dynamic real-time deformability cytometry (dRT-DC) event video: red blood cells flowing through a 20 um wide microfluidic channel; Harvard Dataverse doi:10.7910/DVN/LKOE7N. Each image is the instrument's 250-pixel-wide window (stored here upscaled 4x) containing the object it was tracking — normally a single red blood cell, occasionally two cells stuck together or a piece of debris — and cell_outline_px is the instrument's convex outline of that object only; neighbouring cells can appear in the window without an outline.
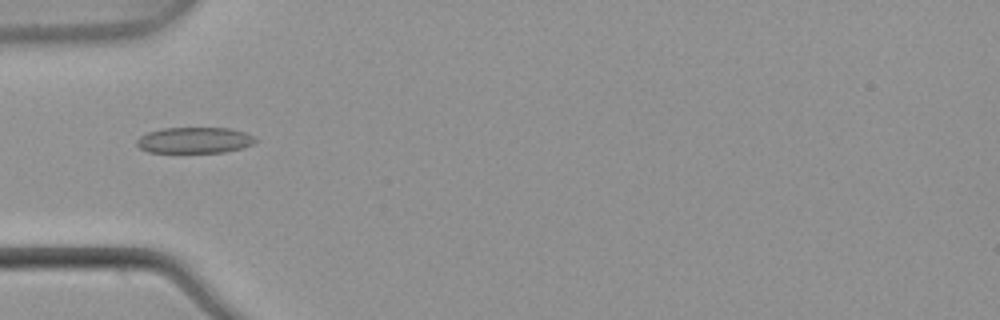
{"species": "common noctule bat (a hibernating species)", "species_latin": "Nyctalus noctula", "temperature_condition": "warm", "stored_images_in_passage": 4, "camera_frame_rate_fps": 3000, "um_per_image_px": 0.085, "animal": {"sex": "male", "body_mass_g": 21.5, "forearm_length_mm": 52.0}, "frame": {"image": 1, "passage_image": 4, "time_ms": 1.0, "image_size_px": [1000, 320], "cell_outline_px": [[256, 140], [252, 144], [244, 148], [224, 152], [148, 152], [140, 148], [136, 144], [136, 140], [140, 136], [148, 132], [164, 128], [228, 128], [244, 132], [252, 136]], "centroid_in_image_um": [16.51, 11.92], "position_along_channel_um": 68.5, "area_um2": 17.86}}